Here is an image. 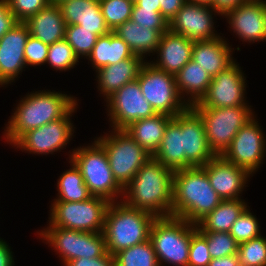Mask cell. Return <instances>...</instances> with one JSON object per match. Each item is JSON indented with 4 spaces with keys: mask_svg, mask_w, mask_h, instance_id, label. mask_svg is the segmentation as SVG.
<instances>
[{
    "mask_svg": "<svg viewBox=\"0 0 266 266\" xmlns=\"http://www.w3.org/2000/svg\"><path fill=\"white\" fill-rule=\"evenodd\" d=\"M98 37L93 30L83 29L80 25H66L64 39L73 48L79 59H87Z\"/></svg>",
    "mask_w": 266,
    "mask_h": 266,
    "instance_id": "34",
    "label": "cell"
},
{
    "mask_svg": "<svg viewBox=\"0 0 266 266\" xmlns=\"http://www.w3.org/2000/svg\"><path fill=\"white\" fill-rule=\"evenodd\" d=\"M133 55L128 44L115 32L99 36L87 60L92 64L94 71L103 66L116 64Z\"/></svg>",
    "mask_w": 266,
    "mask_h": 266,
    "instance_id": "30",
    "label": "cell"
},
{
    "mask_svg": "<svg viewBox=\"0 0 266 266\" xmlns=\"http://www.w3.org/2000/svg\"><path fill=\"white\" fill-rule=\"evenodd\" d=\"M13 252L11 246L6 241L0 238V266H14Z\"/></svg>",
    "mask_w": 266,
    "mask_h": 266,
    "instance_id": "48",
    "label": "cell"
},
{
    "mask_svg": "<svg viewBox=\"0 0 266 266\" xmlns=\"http://www.w3.org/2000/svg\"><path fill=\"white\" fill-rule=\"evenodd\" d=\"M248 207L244 199L223 200L196 225L199 232H230L233 223Z\"/></svg>",
    "mask_w": 266,
    "mask_h": 266,
    "instance_id": "31",
    "label": "cell"
},
{
    "mask_svg": "<svg viewBox=\"0 0 266 266\" xmlns=\"http://www.w3.org/2000/svg\"><path fill=\"white\" fill-rule=\"evenodd\" d=\"M255 118L256 116L237 132L230 146L221 155L252 176L262 166L266 156V135Z\"/></svg>",
    "mask_w": 266,
    "mask_h": 266,
    "instance_id": "14",
    "label": "cell"
},
{
    "mask_svg": "<svg viewBox=\"0 0 266 266\" xmlns=\"http://www.w3.org/2000/svg\"><path fill=\"white\" fill-rule=\"evenodd\" d=\"M180 128L184 132L185 169L204 166L216 157L209 147L203 119L192 106L180 113Z\"/></svg>",
    "mask_w": 266,
    "mask_h": 266,
    "instance_id": "18",
    "label": "cell"
},
{
    "mask_svg": "<svg viewBox=\"0 0 266 266\" xmlns=\"http://www.w3.org/2000/svg\"><path fill=\"white\" fill-rule=\"evenodd\" d=\"M193 44V40L168 30L162 34L155 53L156 60L149 62L160 70L176 75L191 60Z\"/></svg>",
    "mask_w": 266,
    "mask_h": 266,
    "instance_id": "21",
    "label": "cell"
},
{
    "mask_svg": "<svg viewBox=\"0 0 266 266\" xmlns=\"http://www.w3.org/2000/svg\"><path fill=\"white\" fill-rule=\"evenodd\" d=\"M25 23L30 35L44 44L51 45L65 37L66 23L57 4L49 3Z\"/></svg>",
    "mask_w": 266,
    "mask_h": 266,
    "instance_id": "25",
    "label": "cell"
},
{
    "mask_svg": "<svg viewBox=\"0 0 266 266\" xmlns=\"http://www.w3.org/2000/svg\"><path fill=\"white\" fill-rule=\"evenodd\" d=\"M104 134L95 140L107 154L114 179L124 188L152 155L125 130L112 129Z\"/></svg>",
    "mask_w": 266,
    "mask_h": 266,
    "instance_id": "7",
    "label": "cell"
},
{
    "mask_svg": "<svg viewBox=\"0 0 266 266\" xmlns=\"http://www.w3.org/2000/svg\"><path fill=\"white\" fill-rule=\"evenodd\" d=\"M192 237V223L174 216L156 217L150 229V240L160 266H187Z\"/></svg>",
    "mask_w": 266,
    "mask_h": 266,
    "instance_id": "6",
    "label": "cell"
},
{
    "mask_svg": "<svg viewBox=\"0 0 266 266\" xmlns=\"http://www.w3.org/2000/svg\"><path fill=\"white\" fill-rule=\"evenodd\" d=\"M43 242L48 244L60 257L65 266L69 261L78 258H99L108 254L102 232L91 233L78 230L47 226L37 231Z\"/></svg>",
    "mask_w": 266,
    "mask_h": 266,
    "instance_id": "9",
    "label": "cell"
},
{
    "mask_svg": "<svg viewBox=\"0 0 266 266\" xmlns=\"http://www.w3.org/2000/svg\"><path fill=\"white\" fill-rule=\"evenodd\" d=\"M48 48L49 45L29 35L24 50L26 66L35 67L46 64Z\"/></svg>",
    "mask_w": 266,
    "mask_h": 266,
    "instance_id": "43",
    "label": "cell"
},
{
    "mask_svg": "<svg viewBox=\"0 0 266 266\" xmlns=\"http://www.w3.org/2000/svg\"><path fill=\"white\" fill-rule=\"evenodd\" d=\"M134 3L132 0H99L102 15L111 31L131 19Z\"/></svg>",
    "mask_w": 266,
    "mask_h": 266,
    "instance_id": "35",
    "label": "cell"
},
{
    "mask_svg": "<svg viewBox=\"0 0 266 266\" xmlns=\"http://www.w3.org/2000/svg\"><path fill=\"white\" fill-rule=\"evenodd\" d=\"M222 201L202 166L174 171L172 216L197 224Z\"/></svg>",
    "mask_w": 266,
    "mask_h": 266,
    "instance_id": "3",
    "label": "cell"
},
{
    "mask_svg": "<svg viewBox=\"0 0 266 266\" xmlns=\"http://www.w3.org/2000/svg\"><path fill=\"white\" fill-rule=\"evenodd\" d=\"M187 0H158L161 15L169 21L178 13Z\"/></svg>",
    "mask_w": 266,
    "mask_h": 266,
    "instance_id": "46",
    "label": "cell"
},
{
    "mask_svg": "<svg viewBox=\"0 0 266 266\" xmlns=\"http://www.w3.org/2000/svg\"><path fill=\"white\" fill-rule=\"evenodd\" d=\"M223 16L227 18L230 31L242 42L266 41L263 0H246Z\"/></svg>",
    "mask_w": 266,
    "mask_h": 266,
    "instance_id": "19",
    "label": "cell"
},
{
    "mask_svg": "<svg viewBox=\"0 0 266 266\" xmlns=\"http://www.w3.org/2000/svg\"><path fill=\"white\" fill-rule=\"evenodd\" d=\"M105 102L109 125L113 130H124L139 119L149 118L157 114L144 98L137 79L126 83Z\"/></svg>",
    "mask_w": 266,
    "mask_h": 266,
    "instance_id": "13",
    "label": "cell"
},
{
    "mask_svg": "<svg viewBox=\"0 0 266 266\" xmlns=\"http://www.w3.org/2000/svg\"><path fill=\"white\" fill-rule=\"evenodd\" d=\"M66 25H80L98 36L107 35L108 28L99 0H65L58 4Z\"/></svg>",
    "mask_w": 266,
    "mask_h": 266,
    "instance_id": "23",
    "label": "cell"
},
{
    "mask_svg": "<svg viewBox=\"0 0 266 266\" xmlns=\"http://www.w3.org/2000/svg\"><path fill=\"white\" fill-rule=\"evenodd\" d=\"M29 35L26 23L18 22L0 38V87L15 82L25 71L24 50Z\"/></svg>",
    "mask_w": 266,
    "mask_h": 266,
    "instance_id": "17",
    "label": "cell"
},
{
    "mask_svg": "<svg viewBox=\"0 0 266 266\" xmlns=\"http://www.w3.org/2000/svg\"><path fill=\"white\" fill-rule=\"evenodd\" d=\"M91 143L72 149L68 158L80 169L92 196H100L110 202L120 201L123 188L114 179L107 154L95 138Z\"/></svg>",
    "mask_w": 266,
    "mask_h": 266,
    "instance_id": "5",
    "label": "cell"
},
{
    "mask_svg": "<svg viewBox=\"0 0 266 266\" xmlns=\"http://www.w3.org/2000/svg\"><path fill=\"white\" fill-rule=\"evenodd\" d=\"M264 22H265V33H266V0H264Z\"/></svg>",
    "mask_w": 266,
    "mask_h": 266,
    "instance_id": "52",
    "label": "cell"
},
{
    "mask_svg": "<svg viewBox=\"0 0 266 266\" xmlns=\"http://www.w3.org/2000/svg\"><path fill=\"white\" fill-rule=\"evenodd\" d=\"M131 20L150 29L169 30V22L161 15L160 9L142 8L136 2L132 9Z\"/></svg>",
    "mask_w": 266,
    "mask_h": 266,
    "instance_id": "41",
    "label": "cell"
},
{
    "mask_svg": "<svg viewBox=\"0 0 266 266\" xmlns=\"http://www.w3.org/2000/svg\"><path fill=\"white\" fill-rule=\"evenodd\" d=\"M155 219L149 212L130 207L122 200L111 202L102 232L108 253L114 256L121 250L149 240Z\"/></svg>",
    "mask_w": 266,
    "mask_h": 266,
    "instance_id": "4",
    "label": "cell"
},
{
    "mask_svg": "<svg viewBox=\"0 0 266 266\" xmlns=\"http://www.w3.org/2000/svg\"><path fill=\"white\" fill-rule=\"evenodd\" d=\"M240 266H266V237L260 235L238 245Z\"/></svg>",
    "mask_w": 266,
    "mask_h": 266,
    "instance_id": "38",
    "label": "cell"
},
{
    "mask_svg": "<svg viewBox=\"0 0 266 266\" xmlns=\"http://www.w3.org/2000/svg\"><path fill=\"white\" fill-rule=\"evenodd\" d=\"M236 61L212 77L206 94L193 108H227L247 106L246 77ZM246 83V84H245Z\"/></svg>",
    "mask_w": 266,
    "mask_h": 266,
    "instance_id": "15",
    "label": "cell"
},
{
    "mask_svg": "<svg viewBox=\"0 0 266 266\" xmlns=\"http://www.w3.org/2000/svg\"><path fill=\"white\" fill-rule=\"evenodd\" d=\"M135 2L142 8L160 9L158 0H136Z\"/></svg>",
    "mask_w": 266,
    "mask_h": 266,
    "instance_id": "50",
    "label": "cell"
},
{
    "mask_svg": "<svg viewBox=\"0 0 266 266\" xmlns=\"http://www.w3.org/2000/svg\"><path fill=\"white\" fill-rule=\"evenodd\" d=\"M216 15L220 16L214 8L187 0L169 21V30L193 41L212 40L220 37L214 26Z\"/></svg>",
    "mask_w": 266,
    "mask_h": 266,
    "instance_id": "16",
    "label": "cell"
},
{
    "mask_svg": "<svg viewBox=\"0 0 266 266\" xmlns=\"http://www.w3.org/2000/svg\"><path fill=\"white\" fill-rule=\"evenodd\" d=\"M137 80L144 98L156 113L174 117L189 107L178 92L175 75L156 68L149 61L142 64Z\"/></svg>",
    "mask_w": 266,
    "mask_h": 266,
    "instance_id": "11",
    "label": "cell"
},
{
    "mask_svg": "<svg viewBox=\"0 0 266 266\" xmlns=\"http://www.w3.org/2000/svg\"><path fill=\"white\" fill-rule=\"evenodd\" d=\"M65 266H115L114 256L108 253L99 258H78L69 261Z\"/></svg>",
    "mask_w": 266,
    "mask_h": 266,
    "instance_id": "45",
    "label": "cell"
},
{
    "mask_svg": "<svg viewBox=\"0 0 266 266\" xmlns=\"http://www.w3.org/2000/svg\"><path fill=\"white\" fill-rule=\"evenodd\" d=\"M208 266H240L238 254L213 258Z\"/></svg>",
    "mask_w": 266,
    "mask_h": 266,
    "instance_id": "49",
    "label": "cell"
},
{
    "mask_svg": "<svg viewBox=\"0 0 266 266\" xmlns=\"http://www.w3.org/2000/svg\"><path fill=\"white\" fill-rule=\"evenodd\" d=\"M212 188L222 200L240 199L248 185L250 175L245 169L228 162L222 156H216L202 166Z\"/></svg>",
    "mask_w": 266,
    "mask_h": 266,
    "instance_id": "20",
    "label": "cell"
},
{
    "mask_svg": "<svg viewBox=\"0 0 266 266\" xmlns=\"http://www.w3.org/2000/svg\"><path fill=\"white\" fill-rule=\"evenodd\" d=\"M248 206L233 223L230 230V235L238 244L247 242L261 235V226L259 219L253 215Z\"/></svg>",
    "mask_w": 266,
    "mask_h": 266,
    "instance_id": "37",
    "label": "cell"
},
{
    "mask_svg": "<svg viewBox=\"0 0 266 266\" xmlns=\"http://www.w3.org/2000/svg\"><path fill=\"white\" fill-rule=\"evenodd\" d=\"M110 203L100 196H91L81 202L53 201L47 225L83 232H103Z\"/></svg>",
    "mask_w": 266,
    "mask_h": 266,
    "instance_id": "8",
    "label": "cell"
},
{
    "mask_svg": "<svg viewBox=\"0 0 266 266\" xmlns=\"http://www.w3.org/2000/svg\"><path fill=\"white\" fill-rule=\"evenodd\" d=\"M251 107L194 108L203 119L209 147L216 156H221L237 132L255 117Z\"/></svg>",
    "mask_w": 266,
    "mask_h": 266,
    "instance_id": "10",
    "label": "cell"
},
{
    "mask_svg": "<svg viewBox=\"0 0 266 266\" xmlns=\"http://www.w3.org/2000/svg\"><path fill=\"white\" fill-rule=\"evenodd\" d=\"M77 62L79 58L65 39L49 45L46 64H49L55 71H69L78 64Z\"/></svg>",
    "mask_w": 266,
    "mask_h": 266,
    "instance_id": "36",
    "label": "cell"
},
{
    "mask_svg": "<svg viewBox=\"0 0 266 266\" xmlns=\"http://www.w3.org/2000/svg\"><path fill=\"white\" fill-rule=\"evenodd\" d=\"M245 1L246 0H213V8L223 17L226 12L238 7Z\"/></svg>",
    "mask_w": 266,
    "mask_h": 266,
    "instance_id": "47",
    "label": "cell"
},
{
    "mask_svg": "<svg viewBox=\"0 0 266 266\" xmlns=\"http://www.w3.org/2000/svg\"><path fill=\"white\" fill-rule=\"evenodd\" d=\"M77 97L54 90H38L21 98L4 129L11 146L27 131L63 118L77 103Z\"/></svg>",
    "mask_w": 266,
    "mask_h": 266,
    "instance_id": "2",
    "label": "cell"
},
{
    "mask_svg": "<svg viewBox=\"0 0 266 266\" xmlns=\"http://www.w3.org/2000/svg\"><path fill=\"white\" fill-rule=\"evenodd\" d=\"M173 117L157 113L152 117L139 119L124 130L150 155H153L163 139L168 122Z\"/></svg>",
    "mask_w": 266,
    "mask_h": 266,
    "instance_id": "29",
    "label": "cell"
},
{
    "mask_svg": "<svg viewBox=\"0 0 266 266\" xmlns=\"http://www.w3.org/2000/svg\"><path fill=\"white\" fill-rule=\"evenodd\" d=\"M166 31L168 30H155L140 26L139 23L131 19L113 30L128 44L131 52L134 55L140 56L144 61H146L147 55L150 56L151 53L155 55L162 34Z\"/></svg>",
    "mask_w": 266,
    "mask_h": 266,
    "instance_id": "27",
    "label": "cell"
},
{
    "mask_svg": "<svg viewBox=\"0 0 266 266\" xmlns=\"http://www.w3.org/2000/svg\"><path fill=\"white\" fill-rule=\"evenodd\" d=\"M207 241L211 258L234 255L238 252V243L228 232H200Z\"/></svg>",
    "mask_w": 266,
    "mask_h": 266,
    "instance_id": "39",
    "label": "cell"
},
{
    "mask_svg": "<svg viewBox=\"0 0 266 266\" xmlns=\"http://www.w3.org/2000/svg\"><path fill=\"white\" fill-rule=\"evenodd\" d=\"M152 157L172 171L185 169L184 132L180 128V114L168 122L163 139Z\"/></svg>",
    "mask_w": 266,
    "mask_h": 266,
    "instance_id": "26",
    "label": "cell"
},
{
    "mask_svg": "<svg viewBox=\"0 0 266 266\" xmlns=\"http://www.w3.org/2000/svg\"><path fill=\"white\" fill-rule=\"evenodd\" d=\"M144 62L140 56L133 54L130 58L116 64L103 66L95 71L97 89L104 101L126 83L136 80Z\"/></svg>",
    "mask_w": 266,
    "mask_h": 266,
    "instance_id": "24",
    "label": "cell"
},
{
    "mask_svg": "<svg viewBox=\"0 0 266 266\" xmlns=\"http://www.w3.org/2000/svg\"><path fill=\"white\" fill-rule=\"evenodd\" d=\"M224 38L220 36L212 40L194 41L191 59L199 63L211 77L232 65L236 61L233 52L241 51L239 47L231 48L232 45L229 46Z\"/></svg>",
    "mask_w": 266,
    "mask_h": 266,
    "instance_id": "22",
    "label": "cell"
},
{
    "mask_svg": "<svg viewBox=\"0 0 266 266\" xmlns=\"http://www.w3.org/2000/svg\"><path fill=\"white\" fill-rule=\"evenodd\" d=\"M11 12L18 22H25L45 8L49 0H7Z\"/></svg>",
    "mask_w": 266,
    "mask_h": 266,
    "instance_id": "42",
    "label": "cell"
},
{
    "mask_svg": "<svg viewBox=\"0 0 266 266\" xmlns=\"http://www.w3.org/2000/svg\"><path fill=\"white\" fill-rule=\"evenodd\" d=\"M114 261L115 266H160L150 239L116 253Z\"/></svg>",
    "mask_w": 266,
    "mask_h": 266,
    "instance_id": "33",
    "label": "cell"
},
{
    "mask_svg": "<svg viewBox=\"0 0 266 266\" xmlns=\"http://www.w3.org/2000/svg\"><path fill=\"white\" fill-rule=\"evenodd\" d=\"M173 175L174 171L151 157L123 188L121 200L155 217L172 216Z\"/></svg>",
    "mask_w": 266,
    "mask_h": 266,
    "instance_id": "1",
    "label": "cell"
},
{
    "mask_svg": "<svg viewBox=\"0 0 266 266\" xmlns=\"http://www.w3.org/2000/svg\"><path fill=\"white\" fill-rule=\"evenodd\" d=\"M199 5L210 6L213 8V0H189Z\"/></svg>",
    "mask_w": 266,
    "mask_h": 266,
    "instance_id": "51",
    "label": "cell"
},
{
    "mask_svg": "<svg viewBox=\"0 0 266 266\" xmlns=\"http://www.w3.org/2000/svg\"><path fill=\"white\" fill-rule=\"evenodd\" d=\"M78 103L63 117L39 128L24 133L12 146L30 154H54L66 149L75 133L73 121L70 119L76 112Z\"/></svg>",
    "mask_w": 266,
    "mask_h": 266,
    "instance_id": "12",
    "label": "cell"
},
{
    "mask_svg": "<svg viewBox=\"0 0 266 266\" xmlns=\"http://www.w3.org/2000/svg\"><path fill=\"white\" fill-rule=\"evenodd\" d=\"M70 168L66 169L57 180V197L52 201L81 202L89 199L87 185L80 169L69 159Z\"/></svg>",
    "mask_w": 266,
    "mask_h": 266,
    "instance_id": "32",
    "label": "cell"
},
{
    "mask_svg": "<svg viewBox=\"0 0 266 266\" xmlns=\"http://www.w3.org/2000/svg\"><path fill=\"white\" fill-rule=\"evenodd\" d=\"M175 77L178 92L188 106H193L202 99L212 79L206 70L192 59Z\"/></svg>",
    "mask_w": 266,
    "mask_h": 266,
    "instance_id": "28",
    "label": "cell"
},
{
    "mask_svg": "<svg viewBox=\"0 0 266 266\" xmlns=\"http://www.w3.org/2000/svg\"><path fill=\"white\" fill-rule=\"evenodd\" d=\"M189 261L187 266H208L211 261L206 238L192 224V237L189 247Z\"/></svg>",
    "mask_w": 266,
    "mask_h": 266,
    "instance_id": "40",
    "label": "cell"
},
{
    "mask_svg": "<svg viewBox=\"0 0 266 266\" xmlns=\"http://www.w3.org/2000/svg\"><path fill=\"white\" fill-rule=\"evenodd\" d=\"M50 1V3L51 4H60V3H62L63 1H65V0H49Z\"/></svg>",
    "mask_w": 266,
    "mask_h": 266,
    "instance_id": "53",
    "label": "cell"
},
{
    "mask_svg": "<svg viewBox=\"0 0 266 266\" xmlns=\"http://www.w3.org/2000/svg\"><path fill=\"white\" fill-rule=\"evenodd\" d=\"M18 23L7 0H0V38Z\"/></svg>",
    "mask_w": 266,
    "mask_h": 266,
    "instance_id": "44",
    "label": "cell"
}]
</instances>
